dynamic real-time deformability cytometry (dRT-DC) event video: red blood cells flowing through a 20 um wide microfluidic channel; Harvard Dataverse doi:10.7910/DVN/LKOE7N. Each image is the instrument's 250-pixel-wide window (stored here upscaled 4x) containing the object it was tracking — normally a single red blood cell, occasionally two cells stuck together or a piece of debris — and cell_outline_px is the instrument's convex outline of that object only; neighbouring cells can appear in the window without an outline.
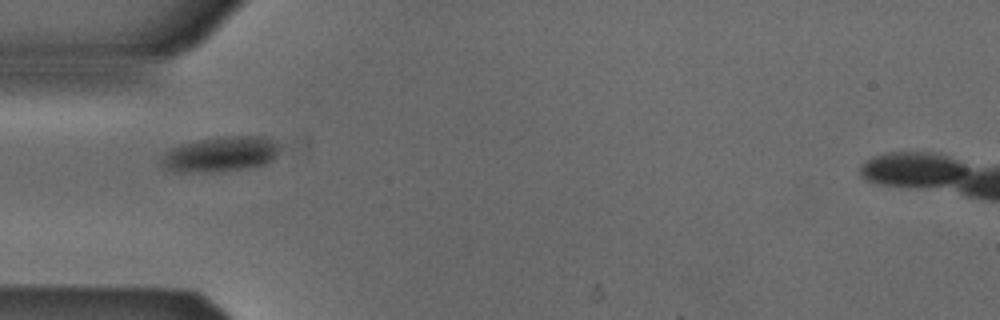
{"species": "Egyptian fruit bat (a non-hibernating species)", "species_latin": "Rousettus aegyptiacus", "temperature_condition": "cold", "stored_images_in_passage": 33, "camera_frame_rate_fps": 3000, "um_per_image_px": 0.085, "animal": {"sex": "male"}, "frame": {"image": 1, "passage_image": 1, "time_ms": 0.0, "image_size_px": [1000, 320], "cell_outline_px": [[280, 148], [276, 156], [272, 160], [264, 164], [244, 168], [192, 172], [172, 172], [164, 168], [160, 164], [160, 160], [164, 152], [180, 144], [220, 136], [264, 136], [276, 140], [280, 144]], "centroid_in_image_um": [18.74, 13.08], "position_along_channel_um": 66.3, "area_um2": 24.28}}
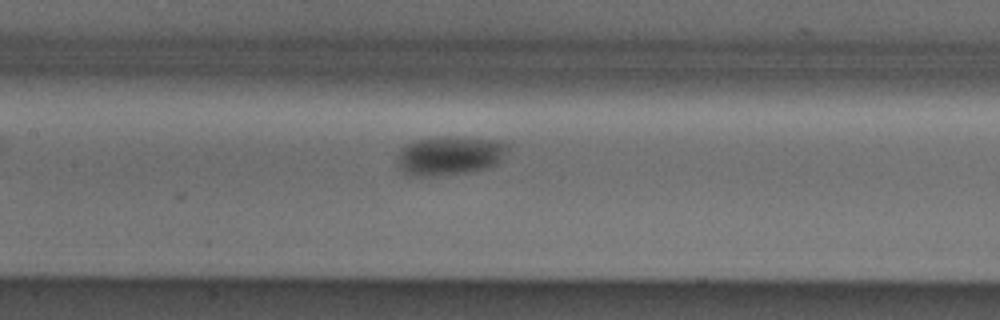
{"frame": {"image": 2, "passage_image": 9, "time_ms": 2.667, "image_size_px": [1000, 320], "cell_outline_px": [[508, 148], [500, 160], [496, 164], [488, 168], [468, 172], [432, 176], [408, 176], [400, 172], [396, 164], [396, 156], [408, 144], [416, 140], [444, 136], [464, 136], [496, 140], [508, 144]], "centroid_in_image_um": [38.18, 13.23], "position_along_channel_um": 169.2, "area_um2": 25.43}}
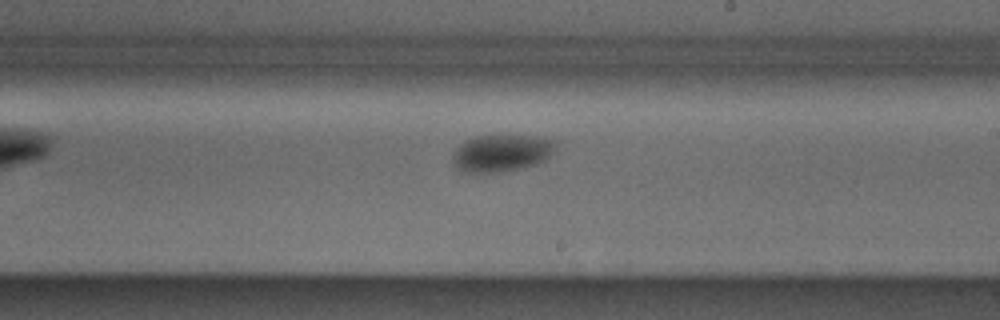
{"frame": {"image": 3, "passage_image": 15, "time_ms": 4.667, "image_size_px": [1000, 320], "cell_outline_px": [[556, 144], [552, 152], [544, 160], [536, 164], [504, 172], [464, 172], [452, 160], [460, 144], [476, 136], [536, 136], [556, 140]], "centroid_in_image_um": [42.68, 13.01], "position_along_channel_um": 246.3, "area_um2": 21.73}, "authors_computed_cell_mechanics": {"area_um2": 22.4842, "velocity_mm_per_s": 3.8771, "shape_relaxation_time_tau1_ms": 2.3035, "shape_relaxation_time_tau2_ms": null, "deformation_change_tau1": 0.0822, "deformation_change_tau2": null}}